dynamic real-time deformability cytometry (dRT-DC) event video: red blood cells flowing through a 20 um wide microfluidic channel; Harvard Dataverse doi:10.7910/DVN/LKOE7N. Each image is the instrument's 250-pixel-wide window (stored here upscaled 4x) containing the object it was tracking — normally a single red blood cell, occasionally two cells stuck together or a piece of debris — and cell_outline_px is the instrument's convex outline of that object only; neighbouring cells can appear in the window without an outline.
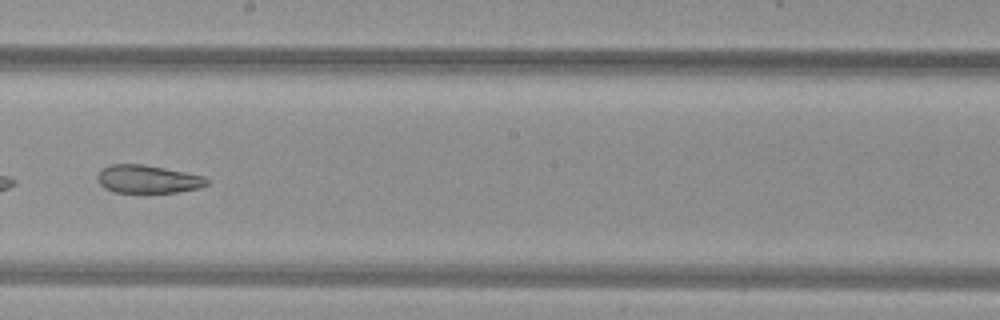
{"species": "common noctule bat (a hibernating species)", "species_latin": "Nyctalus noctula", "temperature_condition": "warm", "stored_images_in_passage": 42, "camera_frame_rate_fps": 3000, "um_per_image_px": 0.085, "animal": {"sex": "female", "body_mass_g": 29.2, "forearm_length_mm": 56.3}, "frame": {"image": 1, "passage_image": 30, "time_ms": 9.667, "image_size_px": [1000, 320], "cell_outline_px": [[208, 184], [200, 188], [176, 192], [112, 192], [104, 188], [100, 184], [96, 176], [100, 168], [108, 164], [144, 164], [204, 176], [208, 180]], "centroid_in_image_um": [12.51, 15.22], "position_along_channel_um": 235.7, "area_um2": 17.98}}
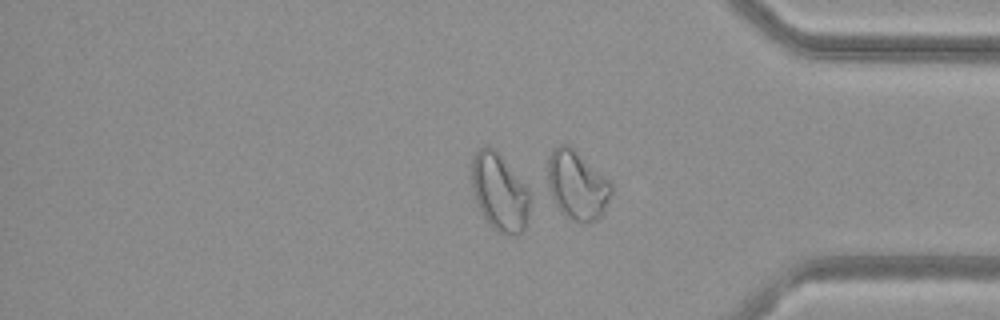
{"frame": {"image": 2, "passage_image": 42, "time_ms": 13.667, "image_size_px": [1000, 320], "cell_outline_px": [[612, 192], [604, 212], [596, 220], [584, 224], [564, 216], [560, 212], [544, 188], [548, 156], [560, 144], [568, 144], [612, 180]], "centroid_in_image_um": [49.01, 15.75], "position_along_channel_um": 386.2, "area_um2": 26.7}, "authors_computed_cell_mechanics": {"area_um2": 22.6287, "velocity_mm_per_s": 4.0628, "shape_relaxation_time_tau1_ms": null, "shape_relaxation_time_tau2_ms": 3.1007, "deformation_change_tau1": null, "deformation_change_tau2": 0.102}}